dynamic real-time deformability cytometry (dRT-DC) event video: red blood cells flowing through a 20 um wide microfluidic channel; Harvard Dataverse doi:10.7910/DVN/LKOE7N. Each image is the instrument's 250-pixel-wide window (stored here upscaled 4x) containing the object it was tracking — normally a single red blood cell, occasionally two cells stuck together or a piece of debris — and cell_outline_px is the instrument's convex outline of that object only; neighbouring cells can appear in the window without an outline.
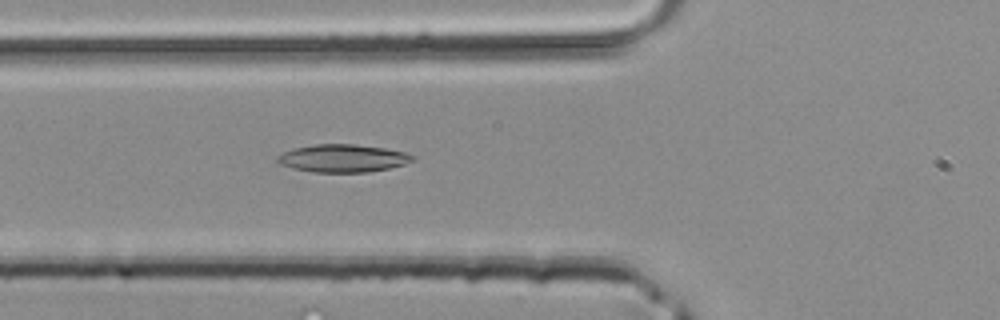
{"species": "common noctule bat (a hibernating species)", "species_latin": "Nyctalus noctula", "temperature_condition": "room temperature", "stored_images_in_passage": 34, "camera_frame_rate_fps": 3000, "um_per_image_px": 0.085, "animal": {"sex": "male", "body_mass_g": 20.4}, "frame": {"image": 1, "passage_image": 7, "time_ms": 2.0, "image_size_px": [1000, 320], "cell_outline_px": [[416, 156], [412, 160], [404, 164], [388, 168], [368, 172], [312, 172], [292, 168], [280, 164], [276, 160], [276, 156], [284, 152], [296, 148], [316, 144], [356, 144], [384, 148], [404, 152]], "centroid_in_image_um": [29.12, 13.45], "position_along_channel_um": 96.7, "area_um2": 21.73}}
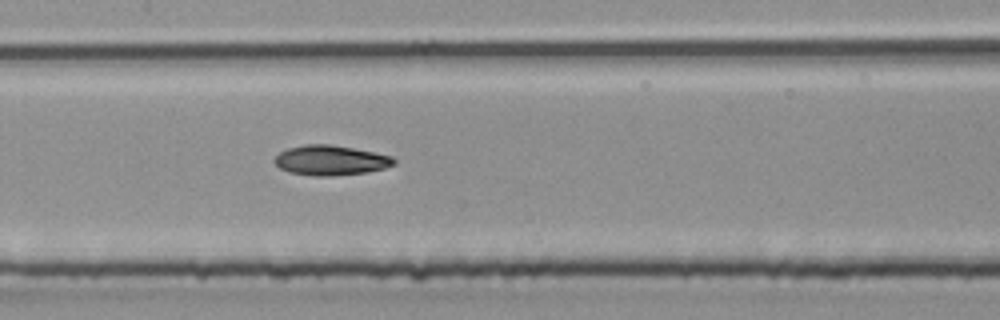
{"frame": {"image": 2, "passage_image": 12, "time_ms": 3.667, "image_size_px": [1000, 320], "cell_outline_px": [[396, 164], [384, 168], [368, 172], [328, 176], [312, 176], [288, 172], [280, 168], [272, 160], [280, 152], [288, 148], [304, 144], [332, 144], [392, 156], [396, 160]], "centroid_in_image_um": [28.08, 13.63], "position_along_channel_um": 179.3, "area_um2": 20.87}}
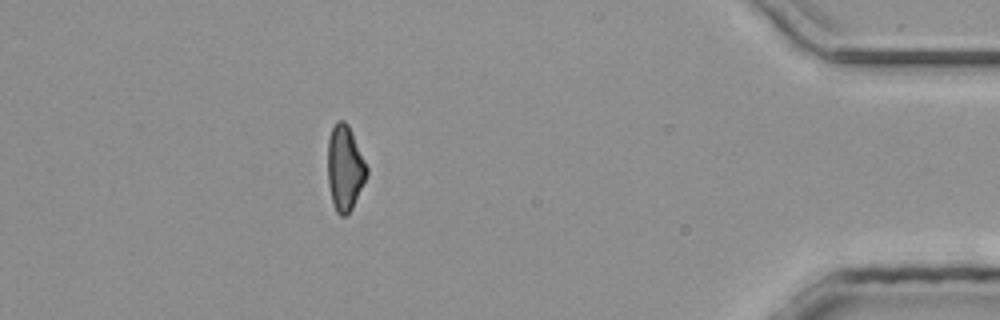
{"frame": {"image": 3, "passage_image": 29, "time_ms": 9.333, "image_size_px": [1000, 320], "cell_outline_px": [[368, 176], [352, 208], [344, 216], [340, 216], [336, 212], [332, 200], [328, 184], [328, 140], [332, 128], [336, 120], [344, 120], [348, 124], [368, 168]], "centroid_in_image_um": [29.32, 14.28], "position_along_channel_um": 405.9, "area_um2": 19.36}}